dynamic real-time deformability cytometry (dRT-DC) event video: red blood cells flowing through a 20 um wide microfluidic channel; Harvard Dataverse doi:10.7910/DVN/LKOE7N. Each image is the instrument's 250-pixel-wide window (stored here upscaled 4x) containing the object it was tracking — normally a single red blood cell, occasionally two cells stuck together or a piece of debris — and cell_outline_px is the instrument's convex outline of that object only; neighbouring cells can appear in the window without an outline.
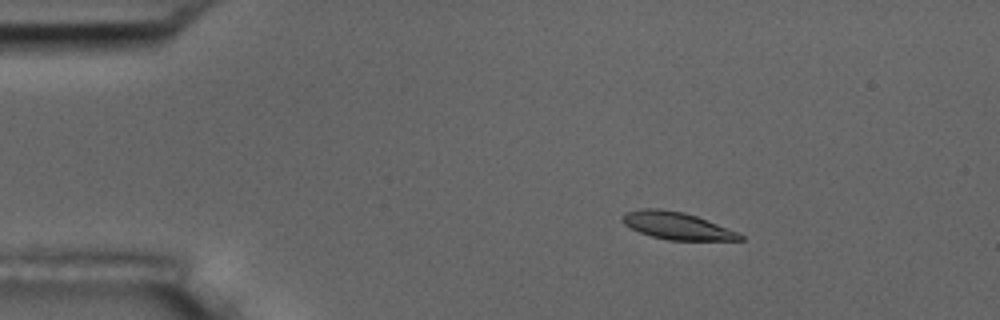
{"species": "common noctule bat (a hibernating species)", "species_latin": "Nyctalus noctula", "temperature_condition": "room temperature", "stored_images_in_passage": 4, "camera_frame_rate_fps": 3000, "um_per_image_px": 0.085, "animal": {"sex": "male", "body_mass_g": 17.5, "forearm_length_mm": 52.3}, "frame": {"image": 1, "passage_image": 2, "time_ms": 2.0, "image_size_px": [1000, 320], "cell_outline_px": [[744, 240], [668, 240], [652, 236], [640, 232], [624, 224], [620, 220], [620, 216], [624, 212], [640, 208], [660, 208], [684, 212], [696, 216], [736, 232], [744, 236]], "centroid_in_image_um": [57.45, 19.17], "position_along_channel_um": 27.5, "area_um2": 18.61}}